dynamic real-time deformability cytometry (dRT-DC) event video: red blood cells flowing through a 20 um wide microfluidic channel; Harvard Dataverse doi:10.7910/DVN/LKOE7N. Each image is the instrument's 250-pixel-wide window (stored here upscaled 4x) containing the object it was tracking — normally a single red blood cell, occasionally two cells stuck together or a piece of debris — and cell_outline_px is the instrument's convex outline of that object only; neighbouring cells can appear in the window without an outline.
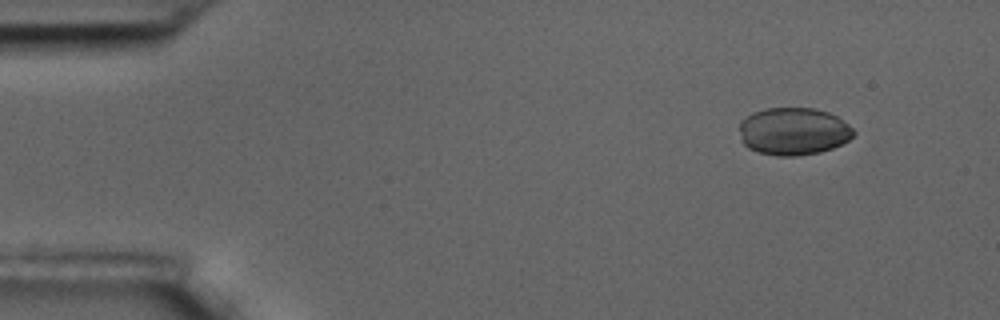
{"species": "common noctule bat (a hibernating species)", "species_latin": "Nyctalus noctula", "temperature_condition": "room temperature", "stored_images_in_passage": 5, "camera_frame_rate_fps": 3000, "um_per_image_px": 0.085, "animal": {"sex": "male", "body_mass_g": 17.5, "forearm_length_mm": 52.3}, "frame": {"image": 1, "passage_image": 2, "time_ms": 0.333, "image_size_px": [1000, 320], "cell_outline_px": [[856, 132], [848, 140], [832, 148], [820, 152], [796, 156], [776, 156], [760, 152], [748, 148], [740, 140], [740, 120], [752, 112], [764, 108], [816, 108], [828, 112], [836, 116], [848, 124]], "centroid_in_image_um": [67.42, 11.15], "position_along_channel_um": 17.6, "area_um2": 31.79}}